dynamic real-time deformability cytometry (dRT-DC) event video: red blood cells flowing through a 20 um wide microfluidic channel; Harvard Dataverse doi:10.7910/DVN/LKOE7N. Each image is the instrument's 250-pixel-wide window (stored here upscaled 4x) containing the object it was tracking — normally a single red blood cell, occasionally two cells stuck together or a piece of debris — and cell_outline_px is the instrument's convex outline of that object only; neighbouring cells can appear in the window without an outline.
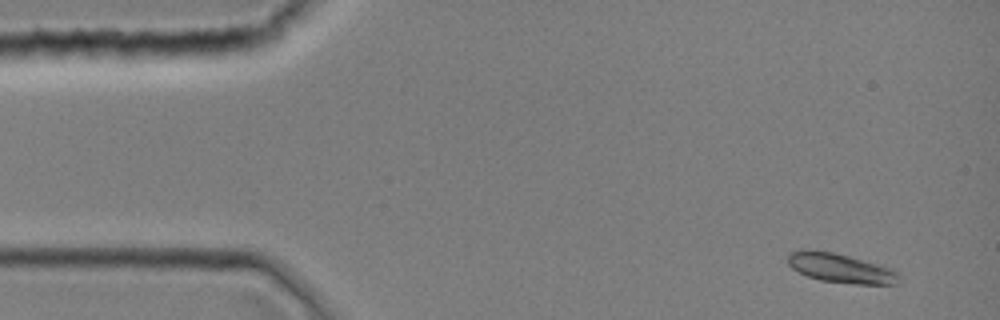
{"species": "common noctule bat (a hibernating species)", "species_latin": "Nyctalus noctula", "temperature_condition": "room temperature", "stored_images_in_passage": 10, "camera_frame_rate_fps": 3000, "um_per_image_px": 0.085, "animal": {"sex": "female", "body_mass_g": 19.0, "forearm_length_mm": 51.5}, "frame": {"image": 1, "passage_image": 3, "time_ms": 0.667, "image_size_px": [1000, 320], "cell_outline_px": [[900, 284], [856, 284], [820, 280], [808, 276], [792, 268], [788, 264], [788, 252], [804, 248], [832, 252], [848, 256], [892, 268], [900, 272]], "centroid_in_image_um": [71.47, 22.79], "position_along_channel_um": 13.5, "area_um2": 19.13}}